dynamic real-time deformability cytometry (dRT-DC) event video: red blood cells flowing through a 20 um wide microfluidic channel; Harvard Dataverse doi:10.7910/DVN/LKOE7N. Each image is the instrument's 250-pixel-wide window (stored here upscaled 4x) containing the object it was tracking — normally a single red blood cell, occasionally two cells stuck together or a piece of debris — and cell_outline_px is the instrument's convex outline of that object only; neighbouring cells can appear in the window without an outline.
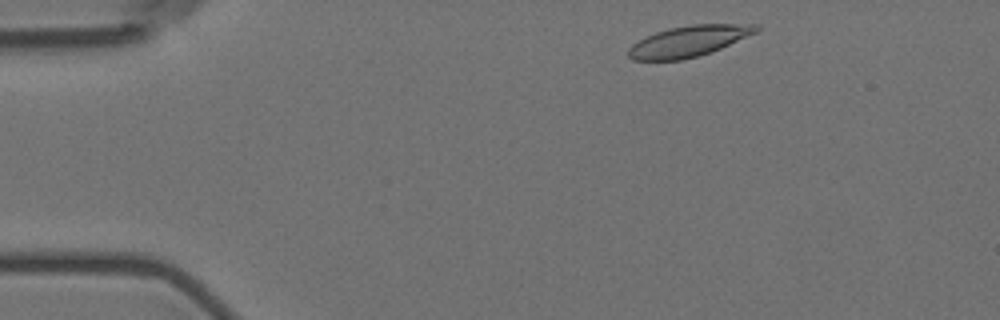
{"species": "Egyptian fruit bat (a non-hibernating species)", "species_latin": "Rousettus aegyptiacus", "temperature_condition": "room temperature", "stored_images_in_passage": 4, "camera_frame_rate_fps": 3000, "um_per_image_px": 0.085, "animal": {"sex": "female"}, "frame": {"image": 1, "passage_image": 1, "time_ms": 0.0, "image_size_px": [1000, 320], "cell_outline_px": [[760, 28], [756, 32], [712, 52], [680, 60], [632, 60], [628, 56], [628, 48], [632, 44], [656, 32], [668, 28], [692, 24], [756, 24]], "centroid_in_image_um": [58.52, 3.5], "position_along_channel_um": 26.5, "area_um2": 22.77}}
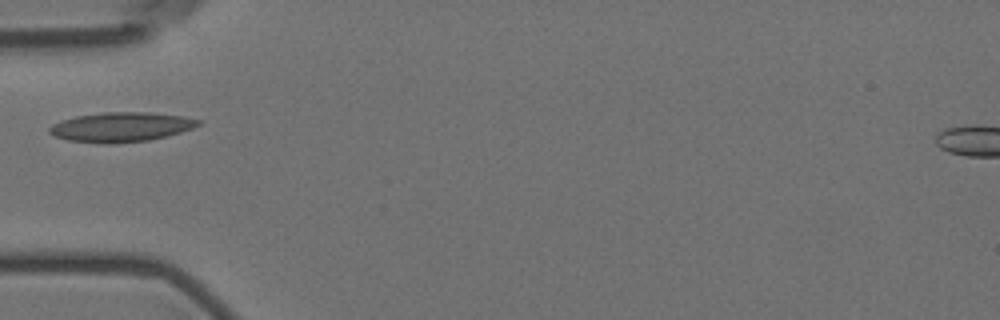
{"frame": {"image": 2, "passage_image": 4, "time_ms": 3.333, "image_size_px": [1000, 320], "cell_outline_px": [[200, 124], [192, 128], [180, 132], [148, 140], [112, 144], [100, 144], [68, 140], [52, 136], [48, 132], [48, 128], [52, 124], [60, 120], [76, 116], [100, 112], [152, 112], [184, 116], [200, 120]], "centroid_in_image_um": [10.22, 10.79], "position_along_channel_um": 74.8, "area_um2": 25.89}}